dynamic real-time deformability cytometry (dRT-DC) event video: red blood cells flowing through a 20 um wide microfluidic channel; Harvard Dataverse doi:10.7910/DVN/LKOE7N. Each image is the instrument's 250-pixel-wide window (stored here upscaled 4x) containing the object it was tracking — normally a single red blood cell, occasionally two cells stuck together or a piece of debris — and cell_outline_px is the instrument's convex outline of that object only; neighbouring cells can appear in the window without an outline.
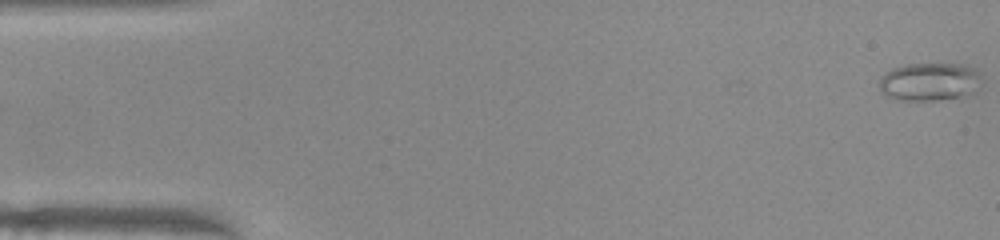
{"species": "common noctule bat (a hibernating species)", "species_latin": "Nyctalus noctula", "temperature_condition": "warm", "stored_images_in_passage": 40, "camera_frame_rate_fps": 3000, "um_per_image_px": 0.085, "animal": {"sex": "female", "body_mass_g": 22.0, "forearm_length_mm": 56.7}, "frame": {"image": 1, "passage_image": 1, "time_ms": 0.0, "image_size_px": [1000, 240], "cell_outline_px": [[980, 76], [976, 92], [940, 100], [896, 100], [884, 96], [880, 92], [880, 76], [892, 68], [904, 64], [964, 64], [972, 68]], "centroid_in_image_um": [78.93, 6.95], "position_along_channel_um": 6.1, "area_um2": 22.72}}
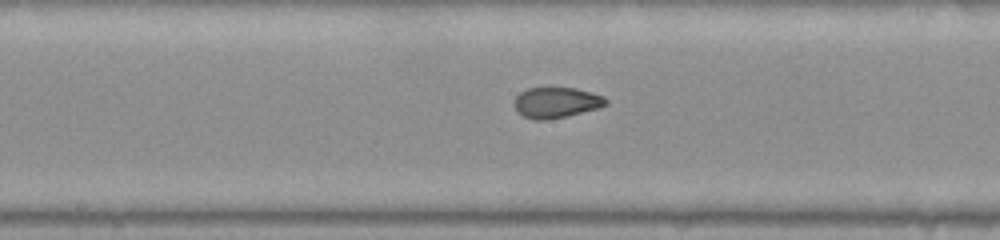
{"frame": {"image": 2, "passage_image": 26, "time_ms": 8.333, "image_size_px": [1000, 240], "cell_outline_px": [[608, 104], [596, 108], [564, 116], [544, 120], [536, 120], [524, 116], [516, 108], [516, 96], [520, 92], [528, 88], [576, 88], [592, 92], [604, 96], [608, 100]], "centroid_in_image_um": [47.31, 8.69], "position_along_channel_um": 200.9, "area_um2": 15.95}}
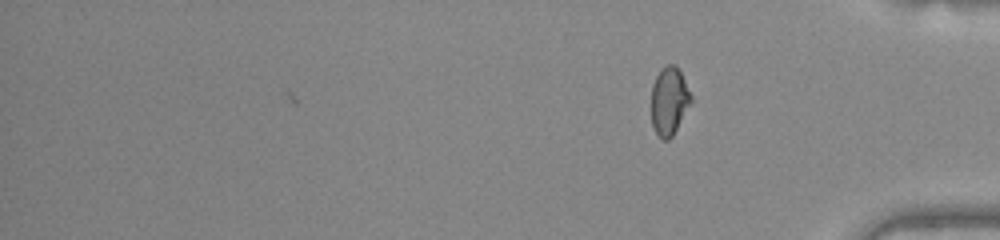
{"frame": {"image": 3, "passage_image": 40, "time_ms": 13.0, "image_size_px": [1000, 240], "cell_outline_px": [[692, 100], [672, 136], [668, 140], [664, 140], [656, 132], [652, 124], [652, 84], [656, 76], [668, 64], [676, 64], [692, 96]], "centroid_in_image_um": [56.88, 8.57], "position_along_channel_um": 378.3, "area_um2": 15.32}, "authors_computed_cell_mechanics": {"area_um2": 16.8776, "velocity_mm_per_s": 4.018, "shape_relaxation_time_tau1_ms": null, "shape_relaxation_time_tau2_ms": 0.783, "deformation_change_tau1": null, "deformation_change_tau2": 0.0544}}